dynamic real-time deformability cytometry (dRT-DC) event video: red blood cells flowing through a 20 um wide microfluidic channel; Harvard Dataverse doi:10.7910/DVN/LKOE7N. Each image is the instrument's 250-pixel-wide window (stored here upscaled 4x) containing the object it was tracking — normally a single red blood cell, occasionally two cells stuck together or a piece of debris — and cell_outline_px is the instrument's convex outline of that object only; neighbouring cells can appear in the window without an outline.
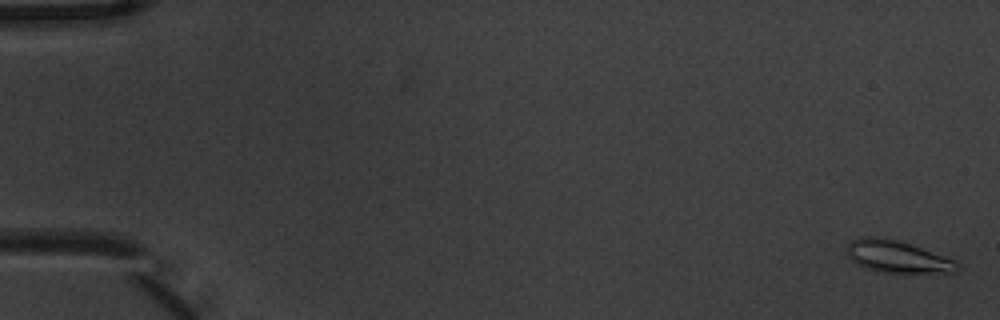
{"species": "common noctule bat (a hibernating species)", "species_latin": "Nyctalus noctula", "temperature_condition": "warm", "stored_images_in_passage": 8, "camera_frame_rate_fps": 3000, "um_per_image_px": 0.085, "animal": {"sex": "male", "body_mass_g": 20.1, "forearm_length_mm": 53.5}, "frame": {"image": 1, "passage_image": 1, "time_ms": 0.0, "image_size_px": [1000, 320], "cell_outline_px": [[960, 268], [956, 272], [880, 272], [864, 268], [856, 264], [848, 256], [844, 248], [852, 240], [860, 236], [880, 236], [896, 240], [956, 260]], "centroid_in_image_um": [76.2, 21.81], "position_along_channel_um": 8.8, "area_um2": 20.58}}
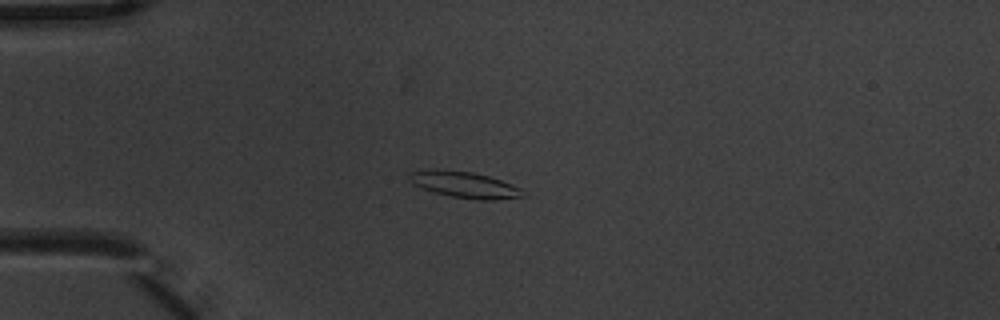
{"frame": {"image": 2, "passage_image": 5, "time_ms": 1.333, "image_size_px": [1000, 320], "cell_outline_px": [[528, 196], [492, 200], [476, 200], [452, 196], [436, 192], [412, 184], [408, 180], [408, 172], [432, 168], [472, 172], [488, 176], [500, 180], [520, 188], [528, 192]], "centroid_in_image_um": [39.49, 15.69], "position_along_channel_um": 45.5, "area_um2": 17.51}}
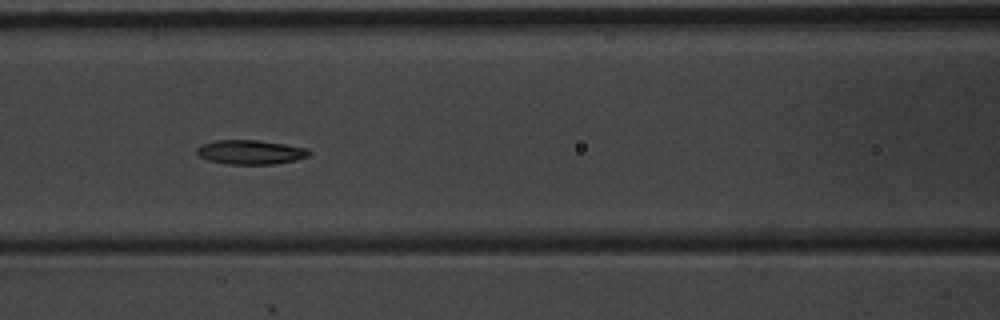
{"frame": {"image": 3, "passage_image": 8, "time_ms": 2.333, "image_size_px": [1000, 320], "cell_outline_px": [[312, 152], [308, 156], [276, 164], [224, 164], [208, 160], [196, 156], [196, 148], [200, 144], [216, 140], [260, 140], [308, 148]], "centroid_in_image_um": [21.23, 12.93], "position_along_channel_um": 145.4, "area_um2": 16.07}}